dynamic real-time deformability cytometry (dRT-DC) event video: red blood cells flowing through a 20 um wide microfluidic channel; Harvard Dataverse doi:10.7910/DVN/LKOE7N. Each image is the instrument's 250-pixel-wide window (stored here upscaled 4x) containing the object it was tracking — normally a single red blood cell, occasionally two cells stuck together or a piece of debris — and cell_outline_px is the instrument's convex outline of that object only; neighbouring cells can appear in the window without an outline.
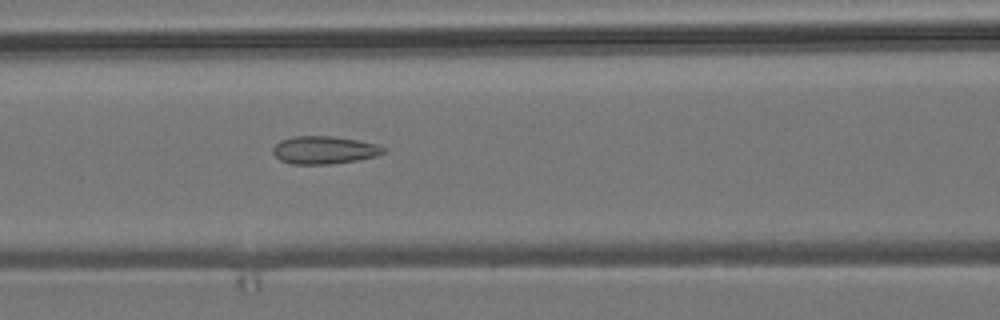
{"species": "common noctule bat (a hibernating species)", "species_latin": "Nyctalus noctula", "temperature_condition": "room temperature", "stored_images_in_passage": 52, "camera_frame_rate_fps": 3000, "um_per_image_px": 0.085, "animal": {"sex": "male", "body_mass_g": 19.2, "forearm_length_mm": 51.8}, "frame": {"image": 1, "passage_image": 22, "time_ms": 7.0, "image_size_px": [1000, 320], "cell_outline_px": [[384, 152], [376, 156], [356, 160], [332, 164], [292, 164], [280, 160], [272, 152], [272, 148], [280, 140], [292, 136], [332, 136], [356, 140], [376, 144], [384, 148]], "centroid_in_image_um": [27.51, 12.75], "position_along_channel_um": 139.1, "area_um2": 17.8}}
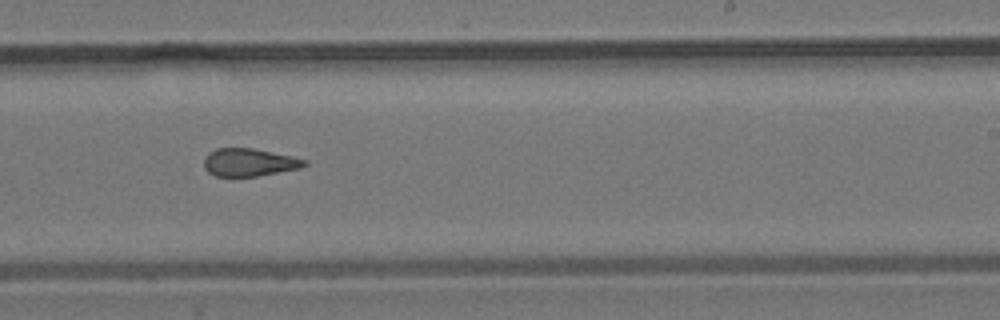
{"frame": {"image": 2, "passage_image": 32, "time_ms": 10.333, "image_size_px": [1000, 320], "cell_outline_px": [[308, 164], [300, 168], [256, 176], [216, 176], [208, 172], [204, 168], [204, 160], [208, 152], [216, 148], [252, 148], [292, 156], [308, 160]], "centroid_in_image_um": [21.17, 13.79], "position_along_channel_um": 267.8, "area_um2": 16.24}}
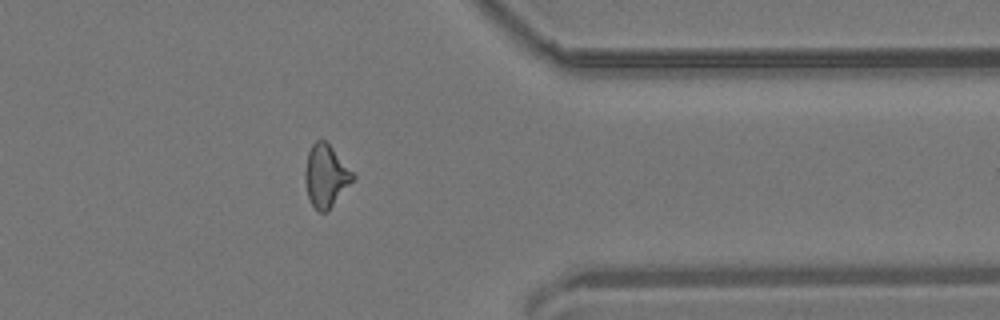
{"frame": {"image": 3, "passage_image": 42, "time_ms": 13.667, "image_size_px": [1000, 320], "cell_outline_px": [[356, 176], [332, 204], [324, 212], [320, 212], [312, 204], [308, 196], [304, 180], [304, 172], [308, 152], [312, 144], [316, 140], [324, 140], [332, 148]], "centroid_in_image_um": [27.66, 14.91], "position_along_channel_um": 383.7, "area_um2": 16.76}, "authors_computed_cell_mechanics": {"area_um2": 17.4267, "velocity_mm_per_s": 3.8736, "shape_relaxation_time_tau1_ms": null, "shape_relaxation_time_tau2_ms": 1.9252, "deformation_change_tau1": null, "deformation_change_tau2": 0.1108}}